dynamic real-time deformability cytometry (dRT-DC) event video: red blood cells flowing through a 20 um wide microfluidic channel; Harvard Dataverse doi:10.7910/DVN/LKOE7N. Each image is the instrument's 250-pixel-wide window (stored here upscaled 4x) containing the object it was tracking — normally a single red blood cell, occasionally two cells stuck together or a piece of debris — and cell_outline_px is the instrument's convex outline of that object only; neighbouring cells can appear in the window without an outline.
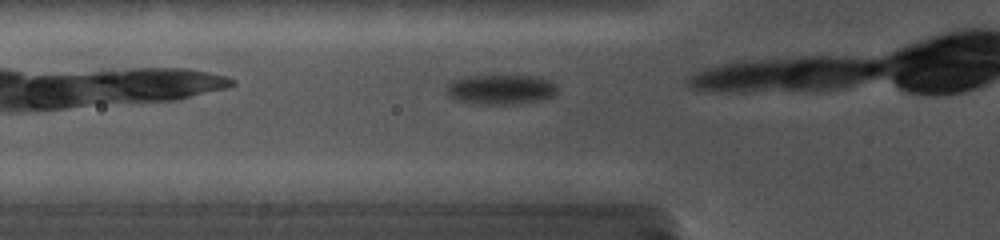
{"species": "common noctule bat (a hibernating species)", "species_latin": "Nyctalus noctula", "temperature_condition": "cold", "stored_images_in_passage": 4, "camera_frame_rate_fps": 5000, "um_per_image_px": 0.085, "animal": {"sex": "female", "body_mass_g": 19.0, "forearm_length_mm": 56.7}, "frame": {"image": 1, "passage_image": 2, "time_ms": 0.4, "image_size_px": [1000, 240], "cell_outline_px": [[556, 92], [552, 96], [540, 100], [520, 104], [472, 104], [452, 100], [448, 96], [444, 88], [452, 80], [472, 76], [532, 76], [548, 80], [556, 84]], "centroid_in_image_um": [42.49, 7.63], "position_along_channel_um": 83.3, "area_um2": 19.42}}